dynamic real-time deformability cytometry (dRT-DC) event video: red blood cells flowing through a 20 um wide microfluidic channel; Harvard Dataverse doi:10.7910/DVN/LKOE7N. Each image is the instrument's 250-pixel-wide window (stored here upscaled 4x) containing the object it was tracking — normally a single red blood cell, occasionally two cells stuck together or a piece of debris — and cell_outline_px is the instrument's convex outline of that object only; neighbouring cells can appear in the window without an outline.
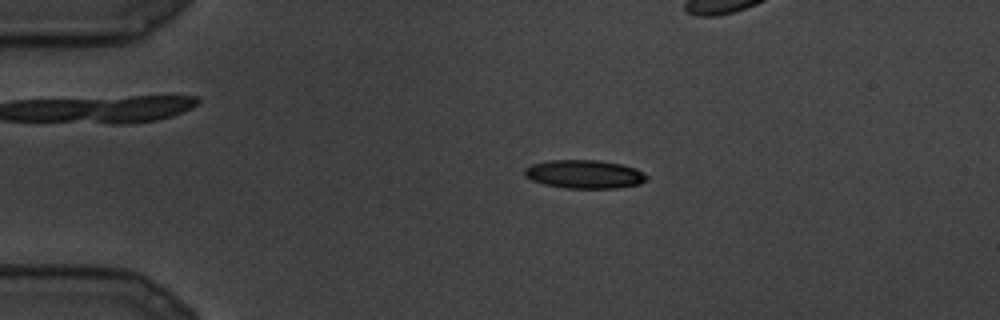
{"species": "common noctule bat (a hibernating species)", "species_latin": "Nyctalus noctula", "temperature_condition": "cold", "stored_images_in_passage": 4, "camera_frame_rate_fps": 3000, "um_per_image_px": 0.085, "animal": {"sex": "male", "body_mass_g": 19.5, "forearm_length_mm": 54.6}, "frame": {"image": 1, "passage_image": 1, "time_ms": 0.0, "image_size_px": [1000, 320], "cell_outline_px": [[648, 180], [640, 184], [616, 188], [564, 188], [544, 184], [532, 180], [524, 176], [524, 168], [532, 164], [548, 160], [600, 160], [624, 164], [636, 168], [648, 176]], "centroid_in_image_um": [49.69, 14.8], "position_along_channel_um": 35.3, "area_um2": 20.52}}